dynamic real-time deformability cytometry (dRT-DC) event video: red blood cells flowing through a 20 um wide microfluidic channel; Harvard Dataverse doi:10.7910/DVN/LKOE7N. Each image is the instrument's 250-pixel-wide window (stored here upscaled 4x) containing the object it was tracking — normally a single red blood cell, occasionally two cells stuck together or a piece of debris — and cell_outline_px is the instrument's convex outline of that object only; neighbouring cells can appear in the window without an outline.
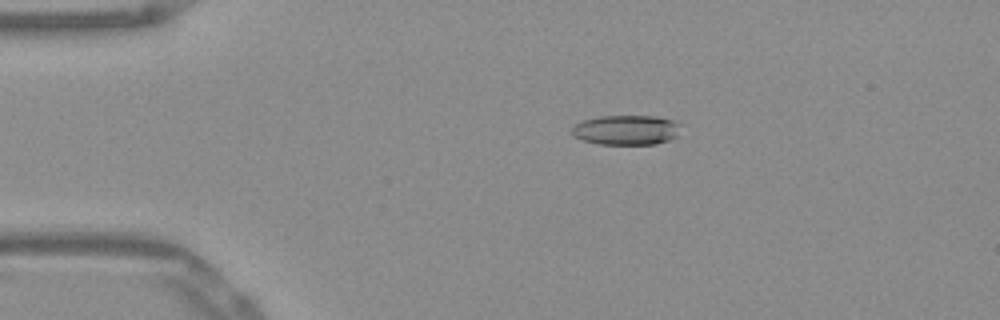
{"species": "Egyptian fruit bat (a non-hibernating species)", "species_latin": "Rousettus aegyptiacus", "temperature_condition": "warm", "stored_images_in_passage": 49, "camera_frame_rate_fps": 3000, "um_per_image_px": 0.085, "frame": {"image": 1, "passage_image": 7, "time_ms": 2.0, "image_size_px": [1000, 320], "cell_outline_px": [[684, 124], [676, 136], [668, 140], [656, 144], [600, 144], [584, 140], [572, 136], [572, 128], [576, 124], [584, 120], [600, 116], [656, 116], [672, 120]], "centroid_in_image_um": [53.28, 11.04], "position_along_channel_um": 31.7, "area_um2": 18.96}}
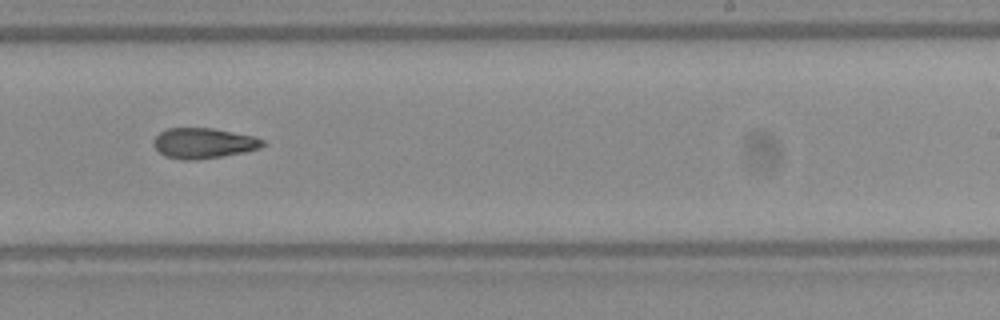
{"frame": {"image": 2, "passage_image": 29, "time_ms": 9.333, "image_size_px": [1000, 320], "cell_outline_px": [[268, 144], [260, 148], [244, 152], [196, 160], [180, 160], [164, 156], [152, 144], [152, 140], [160, 132], [168, 128], [212, 128], [252, 136], [264, 140]], "centroid_in_image_um": [17.28, 12.17], "position_along_channel_um": 271.7, "area_um2": 19.36}}
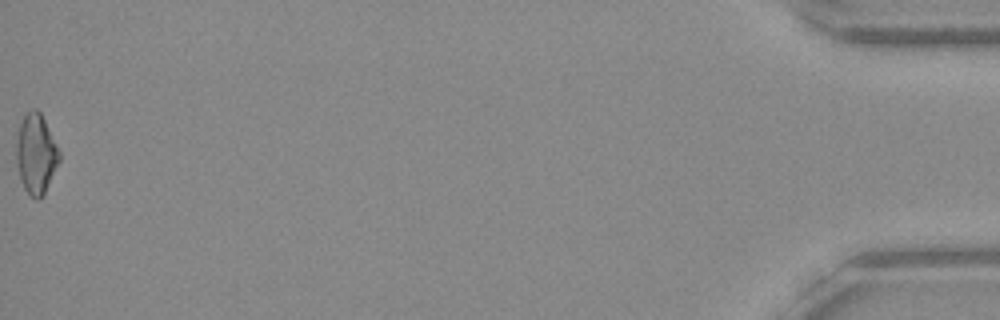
{"frame": {"image": 3, "passage_image": 49, "time_ms": 16.0, "image_size_px": [1000, 320], "cell_outline_px": [[60, 160], [44, 192], [36, 200], [24, 188], [20, 180], [16, 160], [16, 140], [20, 124], [24, 116], [32, 108], [36, 108], [40, 112], [60, 152]], "centroid_in_image_um": [3.04, 13.06], "position_along_channel_um": 432.2, "area_um2": 19.59}, "authors_computed_cell_mechanics": {"area_um2": 19.4208, "velocity_mm_per_s": 3.9171, "shape_relaxation_time_tau1_ms": null, "shape_relaxation_time_tau2_ms": 4.9544, "deformation_change_tau1": null, "deformation_change_tau2": 0.1471}}